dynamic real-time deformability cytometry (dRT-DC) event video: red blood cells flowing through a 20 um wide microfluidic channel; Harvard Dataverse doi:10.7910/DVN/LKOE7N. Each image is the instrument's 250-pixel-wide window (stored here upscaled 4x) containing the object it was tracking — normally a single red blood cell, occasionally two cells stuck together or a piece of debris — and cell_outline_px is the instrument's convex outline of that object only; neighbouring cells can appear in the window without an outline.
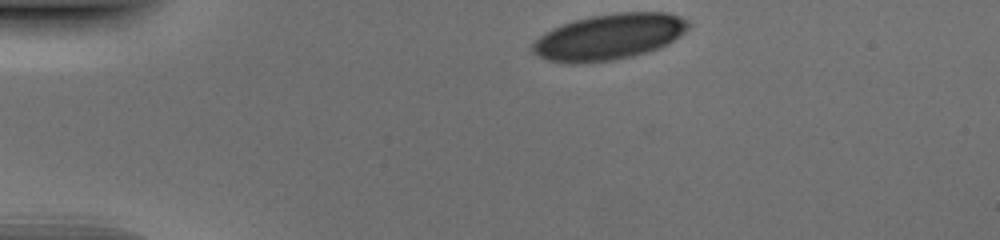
{"species": "human", "species_latin": "Homo sapiens", "temperature_condition": "cold", "stored_images_in_passage": 35, "camera_frame_rate_fps": 3000, "um_per_image_px": 0.085, "donor": {"sex": "male"}, "frame": {"image": 1, "passage_image": 1, "time_ms": 0.0, "image_size_px": [1000, 240], "cell_outline_px": [[688, 28], [680, 36], [668, 44], [660, 48], [648, 52], [632, 56], [612, 60], [576, 64], [572, 64], [548, 60], [536, 56], [532, 52], [532, 44], [544, 32], [552, 28], [576, 20], [592, 16], [620, 12], [668, 12], [680, 16], [688, 20]], "centroid_in_image_um": [51.78, 3.14], "position_along_channel_um": 33.2, "area_um2": 41.73}}
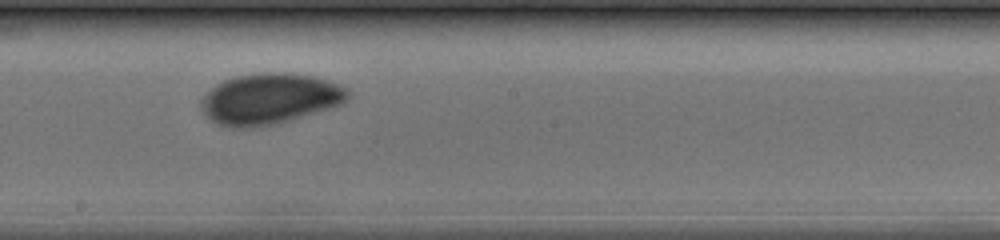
{"frame": {"image": 2, "passage_image": 20, "time_ms": 6.333, "image_size_px": [1000, 240], "cell_outline_px": [[348, 100], [340, 104], [328, 108], [276, 124], [256, 128], [232, 128], [220, 124], [212, 120], [200, 108], [200, 100], [204, 92], [216, 84], [224, 80], [236, 76], [264, 72], [284, 72], [312, 76], [328, 80], [340, 84], [348, 88]], "centroid_in_image_um": [22.89, 8.39], "position_along_channel_um": 225.3, "area_um2": 43.58}}
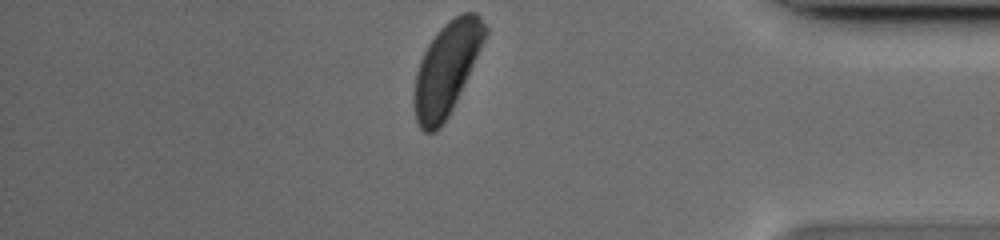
{"frame": {"image": 3, "passage_image": 35, "time_ms": 11.333, "image_size_px": [1000, 240], "cell_outline_px": [[488, 32], [456, 100], [448, 116], [440, 128], [436, 132], [424, 132], [420, 128], [416, 120], [412, 104], [412, 92], [416, 72], [420, 60], [428, 44], [436, 32], [448, 20], [464, 12], [476, 12], [480, 16], [488, 28]], "centroid_in_image_um": [37.92, 5.84], "position_along_channel_um": 397.3, "area_um2": 38.03}}